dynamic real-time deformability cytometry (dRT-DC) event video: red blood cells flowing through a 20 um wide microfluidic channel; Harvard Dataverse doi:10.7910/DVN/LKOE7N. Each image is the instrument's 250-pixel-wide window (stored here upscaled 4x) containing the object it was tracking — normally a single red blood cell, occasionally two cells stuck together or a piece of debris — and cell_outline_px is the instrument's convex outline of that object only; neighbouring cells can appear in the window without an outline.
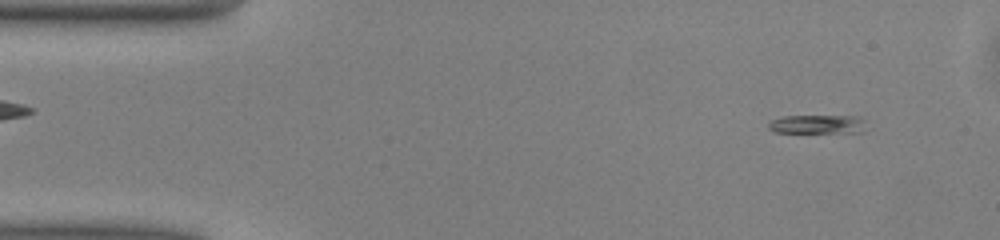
{"species": "common noctule bat (a hibernating species)", "species_latin": "Nyctalus noctula", "temperature_condition": "warm", "stored_images_in_passage": 49, "camera_frame_rate_fps": 3000, "um_per_image_px": 0.085, "animal": {"sex": "male", "body_mass_g": 13.0, "forearm_length_mm": 53.1}, "frame": {"image": 1, "passage_image": 4, "time_ms": 1.0, "image_size_px": [1000, 240], "cell_outline_px": [[864, 132], [776, 132], [768, 128], [768, 124], [772, 120], [784, 116], [860, 116], [864, 120]], "centroid_in_image_um": [69.5, 10.55], "position_along_channel_um": 15.5, "area_um2": 10.58}}
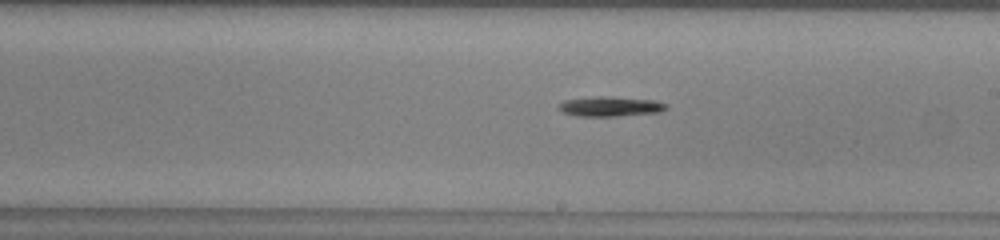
{"frame": {"image": 2, "passage_image": 27, "time_ms": 8.667, "image_size_px": [1000, 240], "cell_outline_px": [[668, 108], [660, 112], [620, 116], [576, 116], [564, 112], [560, 108], [560, 104], [564, 100], [600, 96], [656, 100], [668, 104]], "centroid_in_image_um": [51.95, 9.05], "position_along_channel_um": 237.0, "area_um2": 12.31}}
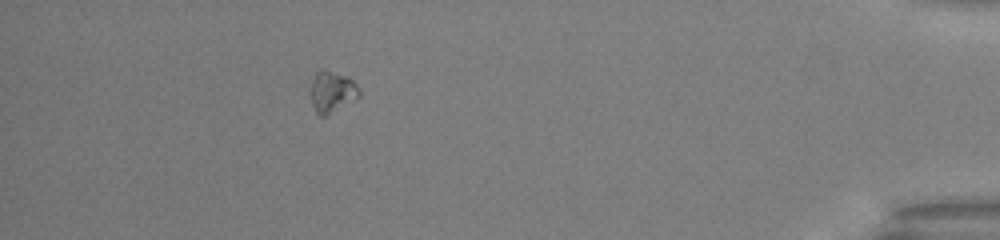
{"frame": {"image": 3, "passage_image": 44, "time_ms": 14.333, "image_size_px": [1000, 240], "cell_outline_px": [[360, 96], [328, 116], [320, 116], [316, 112], [312, 104], [312, 80], [316, 72], [324, 68], [348, 76], [360, 88]], "centroid_in_image_um": [28.25, 7.79], "position_along_channel_um": 407.0, "area_um2": 11.79}, "authors_computed_cell_mechanics": {"area_um2": 11.271, "velocity_mm_per_s": 4.0818, "shape_relaxation_time_tau1_ms": 2.3585, "shape_relaxation_time_tau2_ms": null, "deformation_change_tau1": 0.103, "deformation_change_tau2": null}}